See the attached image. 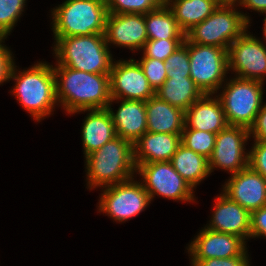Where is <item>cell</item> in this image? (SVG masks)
Masks as SVG:
<instances>
[{
	"label": "cell",
	"instance_id": "obj_1",
	"mask_svg": "<svg viewBox=\"0 0 266 266\" xmlns=\"http://www.w3.org/2000/svg\"><path fill=\"white\" fill-rule=\"evenodd\" d=\"M53 71L57 100L66 112L107 108L111 99L109 74L88 73L62 65H56Z\"/></svg>",
	"mask_w": 266,
	"mask_h": 266
},
{
	"label": "cell",
	"instance_id": "obj_2",
	"mask_svg": "<svg viewBox=\"0 0 266 266\" xmlns=\"http://www.w3.org/2000/svg\"><path fill=\"white\" fill-rule=\"evenodd\" d=\"M14 63L9 80L16 81L13 95L32 117L40 121L51 115L56 103V81L53 65L38 62L30 69L18 71Z\"/></svg>",
	"mask_w": 266,
	"mask_h": 266
},
{
	"label": "cell",
	"instance_id": "obj_3",
	"mask_svg": "<svg viewBox=\"0 0 266 266\" xmlns=\"http://www.w3.org/2000/svg\"><path fill=\"white\" fill-rule=\"evenodd\" d=\"M89 189L106 187L134 177L133 144L116 136L85 157Z\"/></svg>",
	"mask_w": 266,
	"mask_h": 266
},
{
	"label": "cell",
	"instance_id": "obj_4",
	"mask_svg": "<svg viewBox=\"0 0 266 266\" xmlns=\"http://www.w3.org/2000/svg\"><path fill=\"white\" fill-rule=\"evenodd\" d=\"M57 64L95 74H110L113 57L104 34L54 37Z\"/></svg>",
	"mask_w": 266,
	"mask_h": 266
},
{
	"label": "cell",
	"instance_id": "obj_5",
	"mask_svg": "<svg viewBox=\"0 0 266 266\" xmlns=\"http://www.w3.org/2000/svg\"><path fill=\"white\" fill-rule=\"evenodd\" d=\"M54 37L104 34L107 0H66L53 9Z\"/></svg>",
	"mask_w": 266,
	"mask_h": 266
},
{
	"label": "cell",
	"instance_id": "obj_6",
	"mask_svg": "<svg viewBox=\"0 0 266 266\" xmlns=\"http://www.w3.org/2000/svg\"><path fill=\"white\" fill-rule=\"evenodd\" d=\"M236 4L235 1L223 0L209 17L187 31L185 38L190 43L228 50L237 38L248 31L250 24L247 14L235 10Z\"/></svg>",
	"mask_w": 266,
	"mask_h": 266
},
{
	"label": "cell",
	"instance_id": "obj_7",
	"mask_svg": "<svg viewBox=\"0 0 266 266\" xmlns=\"http://www.w3.org/2000/svg\"><path fill=\"white\" fill-rule=\"evenodd\" d=\"M222 93L218 95L225 118L230 126H241L249 129L262 108L263 85L256 80L229 79Z\"/></svg>",
	"mask_w": 266,
	"mask_h": 266
},
{
	"label": "cell",
	"instance_id": "obj_8",
	"mask_svg": "<svg viewBox=\"0 0 266 266\" xmlns=\"http://www.w3.org/2000/svg\"><path fill=\"white\" fill-rule=\"evenodd\" d=\"M190 78L203 94L218 93L227 81L228 50L189 42ZM224 82V83H223Z\"/></svg>",
	"mask_w": 266,
	"mask_h": 266
},
{
	"label": "cell",
	"instance_id": "obj_9",
	"mask_svg": "<svg viewBox=\"0 0 266 266\" xmlns=\"http://www.w3.org/2000/svg\"><path fill=\"white\" fill-rule=\"evenodd\" d=\"M130 178L126 181L103 187L99 212L106 213L115 221L125 222L137 216L151 203L148 192L142 182Z\"/></svg>",
	"mask_w": 266,
	"mask_h": 266
},
{
	"label": "cell",
	"instance_id": "obj_10",
	"mask_svg": "<svg viewBox=\"0 0 266 266\" xmlns=\"http://www.w3.org/2000/svg\"><path fill=\"white\" fill-rule=\"evenodd\" d=\"M136 172L143 178V187L150 200L157 194L167 199L194 201V190L173 168L170 161L140 164Z\"/></svg>",
	"mask_w": 266,
	"mask_h": 266
},
{
	"label": "cell",
	"instance_id": "obj_11",
	"mask_svg": "<svg viewBox=\"0 0 266 266\" xmlns=\"http://www.w3.org/2000/svg\"><path fill=\"white\" fill-rule=\"evenodd\" d=\"M250 138L249 129L228 125L216 134L215 146L209 158L210 173L221 168L235 174L249 166V152L244 147Z\"/></svg>",
	"mask_w": 266,
	"mask_h": 266
},
{
	"label": "cell",
	"instance_id": "obj_12",
	"mask_svg": "<svg viewBox=\"0 0 266 266\" xmlns=\"http://www.w3.org/2000/svg\"><path fill=\"white\" fill-rule=\"evenodd\" d=\"M237 78L264 83L266 76V46L247 31L228 49V70Z\"/></svg>",
	"mask_w": 266,
	"mask_h": 266
},
{
	"label": "cell",
	"instance_id": "obj_13",
	"mask_svg": "<svg viewBox=\"0 0 266 266\" xmlns=\"http://www.w3.org/2000/svg\"><path fill=\"white\" fill-rule=\"evenodd\" d=\"M114 63L109 74L111 98L146 102L155 95V91L135 59L118 60Z\"/></svg>",
	"mask_w": 266,
	"mask_h": 266
},
{
	"label": "cell",
	"instance_id": "obj_14",
	"mask_svg": "<svg viewBox=\"0 0 266 266\" xmlns=\"http://www.w3.org/2000/svg\"><path fill=\"white\" fill-rule=\"evenodd\" d=\"M223 193L250 213L266 206V179L250 166L232 174Z\"/></svg>",
	"mask_w": 266,
	"mask_h": 266
},
{
	"label": "cell",
	"instance_id": "obj_15",
	"mask_svg": "<svg viewBox=\"0 0 266 266\" xmlns=\"http://www.w3.org/2000/svg\"><path fill=\"white\" fill-rule=\"evenodd\" d=\"M246 241L241 237L219 233L204 227L188 246L191 261H201L210 258H232L243 255Z\"/></svg>",
	"mask_w": 266,
	"mask_h": 266
},
{
	"label": "cell",
	"instance_id": "obj_16",
	"mask_svg": "<svg viewBox=\"0 0 266 266\" xmlns=\"http://www.w3.org/2000/svg\"><path fill=\"white\" fill-rule=\"evenodd\" d=\"M107 45L128 47L134 51L144 47L148 40L144 14L108 13L104 32Z\"/></svg>",
	"mask_w": 266,
	"mask_h": 266
},
{
	"label": "cell",
	"instance_id": "obj_17",
	"mask_svg": "<svg viewBox=\"0 0 266 266\" xmlns=\"http://www.w3.org/2000/svg\"><path fill=\"white\" fill-rule=\"evenodd\" d=\"M215 201L213 217L205 227L215 232L241 237L244 241L250 239L251 213L223 192Z\"/></svg>",
	"mask_w": 266,
	"mask_h": 266
},
{
	"label": "cell",
	"instance_id": "obj_18",
	"mask_svg": "<svg viewBox=\"0 0 266 266\" xmlns=\"http://www.w3.org/2000/svg\"><path fill=\"white\" fill-rule=\"evenodd\" d=\"M115 100L122 101L118 110L111 108ZM107 109L112 117L116 135L134 144L147 132V116L145 101L110 99Z\"/></svg>",
	"mask_w": 266,
	"mask_h": 266
},
{
	"label": "cell",
	"instance_id": "obj_19",
	"mask_svg": "<svg viewBox=\"0 0 266 266\" xmlns=\"http://www.w3.org/2000/svg\"><path fill=\"white\" fill-rule=\"evenodd\" d=\"M212 96L213 94H203L185 111L184 129L217 134L228 126L219 97Z\"/></svg>",
	"mask_w": 266,
	"mask_h": 266
},
{
	"label": "cell",
	"instance_id": "obj_20",
	"mask_svg": "<svg viewBox=\"0 0 266 266\" xmlns=\"http://www.w3.org/2000/svg\"><path fill=\"white\" fill-rule=\"evenodd\" d=\"M182 134L144 133L134 144V163L140 164L171 161L181 144Z\"/></svg>",
	"mask_w": 266,
	"mask_h": 266
},
{
	"label": "cell",
	"instance_id": "obj_21",
	"mask_svg": "<svg viewBox=\"0 0 266 266\" xmlns=\"http://www.w3.org/2000/svg\"><path fill=\"white\" fill-rule=\"evenodd\" d=\"M89 111L82 126V142L84 147V156L100 149L105 143L115 138L116 131L112 117L107 108L85 109L75 111Z\"/></svg>",
	"mask_w": 266,
	"mask_h": 266
},
{
	"label": "cell",
	"instance_id": "obj_22",
	"mask_svg": "<svg viewBox=\"0 0 266 266\" xmlns=\"http://www.w3.org/2000/svg\"><path fill=\"white\" fill-rule=\"evenodd\" d=\"M147 132L182 134L185 111L170 105L156 95L145 102Z\"/></svg>",
	"mask_w": 266,
	"mask_h": 266
},
{
	"label": "cell",
	"instance_id": "obj_23",
	"mask_svg": "<svg viewBox=\"0 0 266 266\" xmlns=\"http://www.w3.org/2000/svg\"><path fill=\"white\" fill-rule=\"evenodd\" d=\"M186 33L209 17L223 0H164Z\"/></svg>",
	"mask_w": 266,
	"mask_h": 266
},
{
	"label": "cell",
	"instance_id": "obj_24",
	"mask_svg": "<svg viewBox=\"0 0 266 266\" xmlns=\"http://www.w3.org/2000/svg\"><path fill=\"white\" fill-rule=\"evenodd\" d=\"M155 95L170 105L186 111L203 93L190 77H171L155 91Z\"/></svg>",
	"mask_w": 266,
	"mask_h": 266
},
{
	"label": "cell",
	"instance_id": "obj_25",
	"mask_svg": "<svg viewBox=\"0 0 266 266\" xmlns=\"http://www.w3.org/2000/svg\"><path fill=\"white\" fill-rule=\"evenodd\" d=\"M170 162L173 168L193 188L210 175L209 159L188 149L182 143L172 156Z\"/></svg>",
	"mask_w": 266,
	"mask_h": 266
},
{
	"label": "cell",
	"instance_id": "obj_26",
	"mask_svg": "<svg viewBox=\"0 0 266 266\" xmlns=\"http://www.w3.org/2000/svg\"><path fill=\"white\" fill-rule=\"evenodd\" d=\"M145 25L149 40L185 39L173 12L164 2L157 9L145 14Z\"/></svg>",
	"mask_w": 266,
	"mask_h": 266
},
{
	"label": "cell",
	"instance_id": "obj_27",
	"mask_svg": "<svg viewBox=\"0 0 266 266\" xmlns=\"http://www.w3.org/2000/svg\"><path fill=\"white\" fill-rule=\"evenodd\" d=\"M216 134L207 131L184 129L181 135V143L195 153L209 159L215 146Z\"/></svg>",
	"mask_w": 266,
	"mask_h": 266
},
{
	"label": "cell",
	"instance_id": "obj_28",
	"mask_svg": "<svg viewBox=\"0 0 266 266\" xmlns=\"http://www.w3.org/2000/svg\"><path fill=\"white\" fill-rule=\"evenodd\" d=\"M164 0H107L110 14H146L160 7Z\"/></svg>",
	"mask_w": 266,
	"mask_h": 266
},
{
	"label": "cell",
	"instance_id": "obj_29",
	"mask_svg": "<svg viewBox=\"0 0 266 266\" xmlns=\"http://www.w3.org/2000/svg\"><path fill=\"white\" fill-rule=\"evenodd\" d=\"M167 78L190 77L189 41L185 38L169 57L165 59Z\"/></svg>",
	"mask_w": 266,
	"mask_h": 266
},
{
	"label": "cell",
	"instance_id": "obj_30",
	"mask_svg": "<svg viewBox=\"0 0 266 266\" xmlns=\"http://www.w3.org/2000/svg\"><path fill=\"white\" fill-rule=\"evenodd\" d=\"M26 0H0V36L10 35L21 17Z\"/></svg>",
	"mask_w": 266,
	"mask_h": 266
},
{
	"label": "cell",
	"instance_id": "obj_31",
	"mask_svg": "<svg viewBox=\"0 0 266 266\" xmlns=\"http://www.w3.org/2000/svg\"><path fill=\"white\" fill-rule=\"evenodd\" d=\"M184 41L185 39H148L142 48L143 56L165 61Z\"/></svg>",
	"mask_w": 266,
	"mask_h": 266
},
{
	"label": "cell",
	"instance_id": "obj_32",
	"mask_svg": "<svg viewBox=\"0 0 266 266\" xmlns=\"http://www.w3.org/2000/svg\"><path fill=\"white\" fill-rule=\"evenodd\" d=\"M137 62L141 66L144 75L148 79V82L153 90L157 91L167 79L165 61L153 58H145L143 56L140 61Z\"/></svg>",
	"mask_w": 266,
	"mask_h": 266
},
{
	"label": "cell",
	"instance_id": "obj_33",
	"mask_svg": "<svg viewBox=\"0 0 266 266\" xmlns=\"http://www.w3.org/2000/svg\"><path fill=\"white\" fill-rule=\"evenodd\" d=\"M254 142L249 151V166L266 179V143Z\"/></svg>",
	"mask_w": 266,
	"mask_h": 266
},
{
	"label": "cell",
	"instance_id": "obj_34",
	"mask_svg": "<svg viewBox=\"0 0 266 266\" xmlns=\"http://www.w3.org/2000/svg\"><path fill=\"white\" fill-rule=\"evenodd\" d=\"M247 251L232 258H210L201 261H191L192 266H250Z\"/></svg>",
	"mask_w": 266,
	"mask_h": 266
},
{
	"label": "cell",
	"instance_id": "obj_35",
	"mask_svg": "<svg viewBox=\"0 0 266 266\" xmlns=\"http://www.w3.org/2000/svg\"><path fill=\"white\" fill-rule=\"evenodd\" d=\"M6 36H0V85L9 81L10 73L14 65L12 52L6 45L1 44Z\"/></svg>",
	"mask_w": 266,
	"mask_h": 266
},
{
	"label": "cell",
	"instance_id": "obj_36",
	"mask_svg": "<svg viewBox=\"0 0 266 266\" xmlns=\"http://www.w3.org/2000/svg\"><path fill=\"white\" fill-rule=\"evenodd\" d=\"M266 237V206L251 212L250 238Z\"/></svg>",
	"mask_w": 266,
	"mask_h": 266
},
{
	"label": "cell",
	"instance_id": "obj_37",
	"mask_svg": "<svg viewBox=\"0 0 266 266\" xmlns=\"http://www.w3.org/2000/svg\"><path fill=\"white\" fill-rule=\"evenodd\" d=\"M249 134L250 137L254 138V141L266 143V103H264L253 125L249 128Z\"/></svg>",
	"mask_w": 266,
	"mask_h": 266
},
{
	"label": "cell",
	"instance_id": "obj_38",
	"mask_svg": "<svg viewBox=\"0 0 266 266\" xmlns=\"http://www.w3.org/2000/svg\"><path fill=\"white\" fill-rule=\"evenodd\" d=\"M238 5L255 10L260 13H266V0H234ZM240 1V2H239Z\"/></svg>",
	"mask_w": 266,
	"mask_h": 266
},
{
	"label": "cell",
	"instance_id": "obj_39",
	"mask_svg": "<svg viewBox=\"0 0 266 266\" xmlns=\"http://www.w3.org/2000/svg\"><path fill=\"white\" fill-rule=\"evenodd\" d=\"M266 15V13H264ZM263 33H264V38L266 40V17L264 18V27H263Z\"/></svg>",
	"mask_w": 266,
	"mask_h": 266
}]
</instances>
